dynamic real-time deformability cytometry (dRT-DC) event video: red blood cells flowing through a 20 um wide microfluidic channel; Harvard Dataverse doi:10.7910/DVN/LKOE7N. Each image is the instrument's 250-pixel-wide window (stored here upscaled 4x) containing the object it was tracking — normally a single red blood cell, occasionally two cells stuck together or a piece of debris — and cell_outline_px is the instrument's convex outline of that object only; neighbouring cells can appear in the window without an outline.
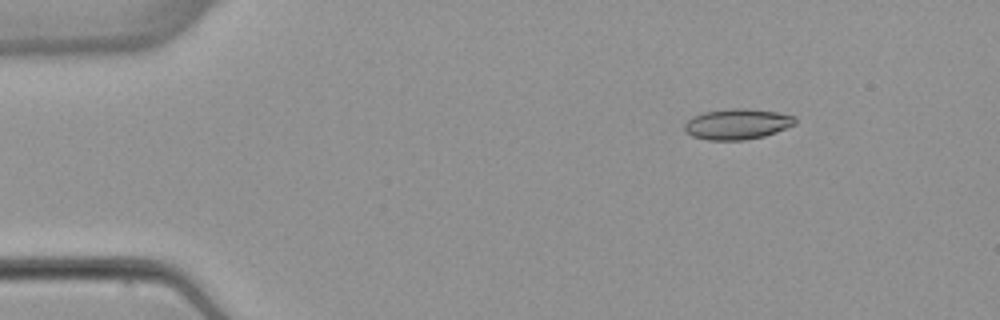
{"species": "common noctule bat (a hibernating species)", "species_latin": "Nyctalus noctula", "temperature_condition": "warm", "stored_images_in_passage": 3, "camera_frame_rate_fps": 3000, "um_per_image_px": 0.085, "animal": {"sex": "female", "body_mass_g": 22.7, "forearm_length_mm": 54.2}, "frame": {"image": 1, "passage_image": 1, "time_ms": 0.0, "image_size_px": [1000, 320], "cell_outline_px": [[796, 124], [776, 132], [764, 136], [744, 140], [708, 140], [692, 136], [684, 132], [684, 124], [692, 116], [704, 112], [732, 108], [748, 108], [776, 112], [796, 116]], "centroid_in_image_um": [62.66, 10.54], "position_along_channel_um": 22.3, "area_um2": 19.88}}